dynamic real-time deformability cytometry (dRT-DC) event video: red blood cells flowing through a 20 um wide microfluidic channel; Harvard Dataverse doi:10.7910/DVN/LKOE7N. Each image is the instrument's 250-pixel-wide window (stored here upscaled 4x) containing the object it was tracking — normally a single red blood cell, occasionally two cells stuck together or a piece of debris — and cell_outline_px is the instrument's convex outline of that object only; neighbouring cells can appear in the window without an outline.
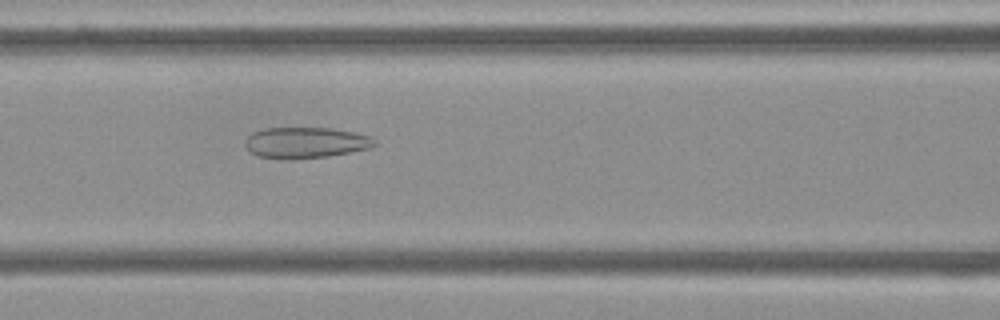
{"species": "Egyptian fruit bat (a non-hibernating species)", "species_latin": "Rousettus aegyptiacus", "temperature_condition": "cold", "stored_images_in_passage": 53, "camera_frame_rate_fps": 3000, "um_per_image_px": 0.085, "frame": {"image": 1, "passage_image": 22, "time_ms": 7.0, "image_size_px": [1000, 320], "cell_outline_px": [[376, 144], [372, 148], [328, 156], [256, 156], [244, 144], [244, 140], [252, 132], [264, 128], [332, 128], [356, 132], [368, 136], [376, 140]], "centroid_in_image_um": [26.03, 12.07], "position_along_channel_um": 140.6, "area_um2": 22.54}}
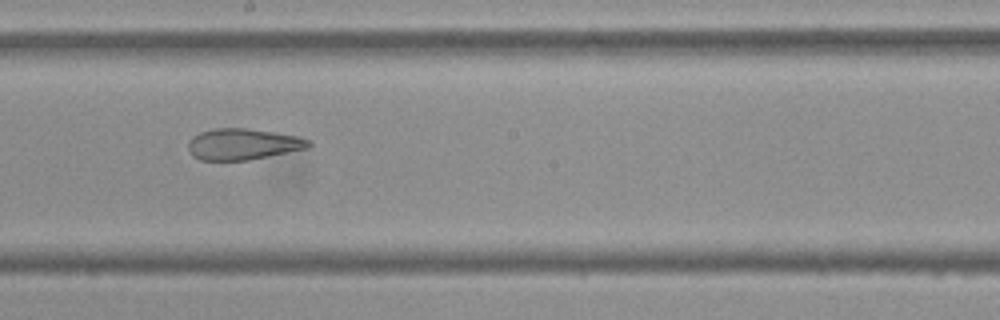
{"frame": {"image": 2, "passage_image": 29, "time_ms": 9.333, "image_size_px": [1000, 320], "cell_outline_px": [[312, 144], [308, 148], [248, 160], [200, 160], [192, 156], [188, 148], [188, 140], [192, 136], [200, 132], [212, 128], [248, 128], [296, 136], [312, 140]], "centroid_in_image_um": [20.62, 12.25], "position_along_channel_um": 227.6, "area_um2": 21.96}}
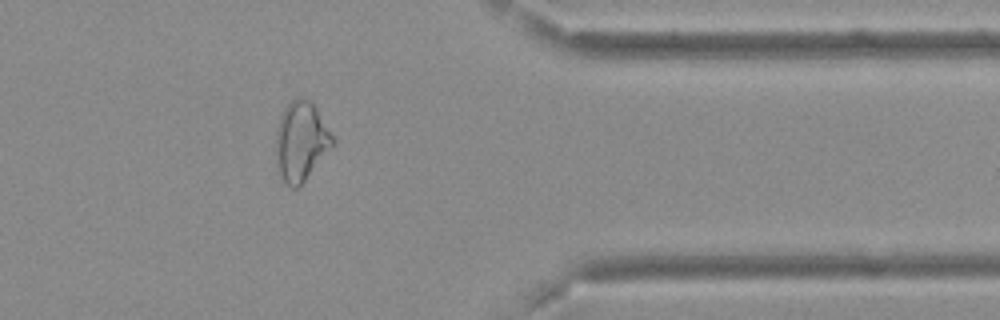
{"frame": {"image": 3, "passage_image": 43, "time_ms": 14.0, "image_size_px": [1000, 320], "cell_outline_px": [[336, 140], [304, 180], [296, 188], [292, 188], [284, 180], [280, 172], [276, 160], [276, 128], [280, 116], [284, 108], [292, 100], [300, 96], [304, 96], [316, 108]], "centroid_in_image_um": [25.57, 11.95], "position_along_channel_um": 385.8, "area_um2": 25.61}, "authors_computed_cell_mechanics": {"area_um2": 27.3394, "velocity_mm_per_s": 3.7281, "shape_relaxation_time_tau1_ms": null, "shape_relaxation_time_tau2_ms": 2.3358, "deformation_change_tau1": null, "deformation_change_tau2": 0.1151}}